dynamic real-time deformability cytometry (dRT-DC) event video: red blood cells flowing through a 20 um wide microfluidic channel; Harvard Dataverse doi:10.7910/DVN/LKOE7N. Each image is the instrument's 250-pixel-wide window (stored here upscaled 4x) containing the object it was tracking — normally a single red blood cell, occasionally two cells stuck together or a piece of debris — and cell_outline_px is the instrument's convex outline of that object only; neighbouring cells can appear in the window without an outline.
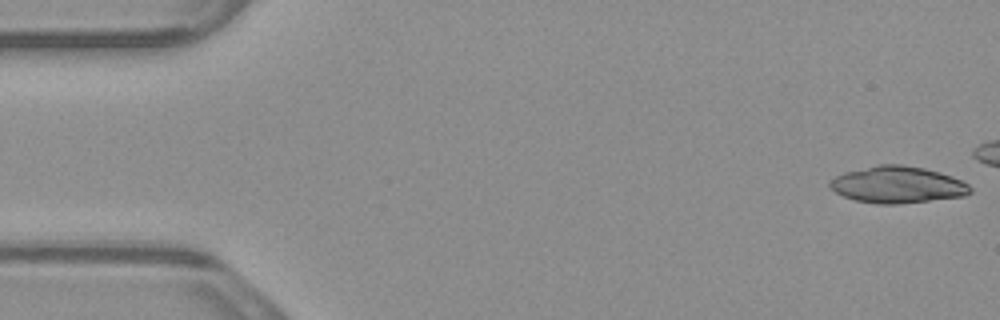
{"species": "common noctule bat (a hibernating species)", "species_latin": "Nyctalus noctula", "temperature_condition": "warm", "stored_images_in_passage": 24, "camera_frame_rate_fps": 3000, "um_per_image_px": 0.085, "animal": {"sex": "male", "body_mass_g": 23.1, "forearm_length_mm": 52.7}, "frame": {"image": 1, "passage_image": 1, "time_ms": 0.0, "image_size_px": [1000, 320], "cell_outline_px": [[972, 192], [964, 196], [896, 204], [876, 204], [856, 200], [844, 196], [828, 188], [828, 180], [844, 172], [876, 164], [904, 164], [924, 168], [940, 172], [952, 176], [968, 184], [972, 188]], "centroid_in_image_um": [76.26, 15.69], "position_along_channel_um": 8.7, "area_um2": 30.23}}
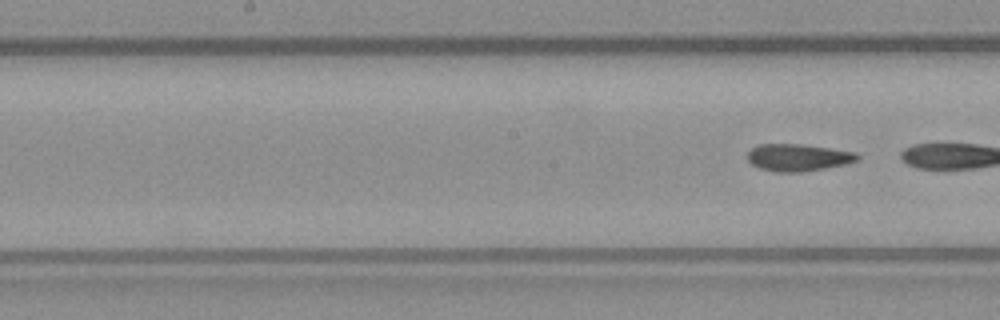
{"frame": {"image": 2, "passage_image": 24, "time_ms": 7.667, "image_size_px": [1000, 320], "cell_outline_px": [[860, 160], [848, 164], [800, 172], [776, 172], [760, 168], [752, 164], [748, 160], [748, 152], [756, 144], [800, 144], [856, 152], [860, 156]], "centroid_in_image_um": [67.86, 13.39], "position_along_channel_um": 180.3, "area_um2": 17.4}}